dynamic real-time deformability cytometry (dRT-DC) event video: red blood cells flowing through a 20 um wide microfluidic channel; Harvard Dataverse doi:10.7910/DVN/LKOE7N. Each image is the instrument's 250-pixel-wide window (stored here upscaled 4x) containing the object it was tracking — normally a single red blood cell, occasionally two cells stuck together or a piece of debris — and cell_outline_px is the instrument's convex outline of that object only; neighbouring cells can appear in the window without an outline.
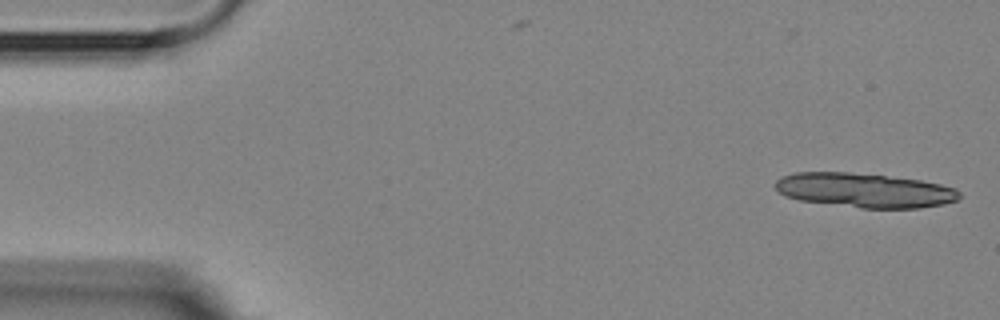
{"species": "Egyptian fruit bat (a non-hibernating species)", "species_latin": "Rousettus aegyptiacus", "temperature_condition": "room temperature", "stored_images_in_passage": 6, "camera_frame_rate_fps": 3000, "um_per_image_px": 0.085, "animal": {"sex": "female"}, "frame": {"image": 1, "passage_image": 6, "time_ms": 6.333, "image_size_px": [1000, 320], "cell_outline_px": [[960, 200], [944, 204], [920, 208], [860, 208], [800, 200], [784, 196], [776, 188], [776, 180], [792, 172], [848, 172], [920, 180], [940, 184], [956, 188], [960, 192]], "centroid_in_image_um": [73.52, 16.18], "position_along_channel_um": 11.5, "area_um2": 36.88}}